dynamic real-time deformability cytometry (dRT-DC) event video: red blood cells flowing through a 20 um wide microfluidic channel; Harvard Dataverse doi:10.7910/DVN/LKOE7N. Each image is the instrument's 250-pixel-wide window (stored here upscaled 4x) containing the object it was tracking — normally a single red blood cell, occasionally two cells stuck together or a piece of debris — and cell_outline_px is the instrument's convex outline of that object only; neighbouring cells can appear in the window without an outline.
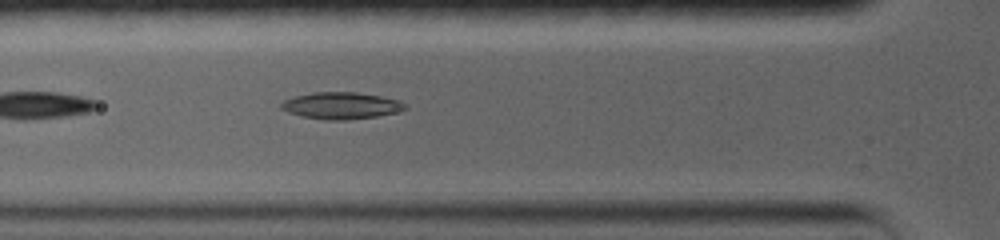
{"species": "common noctule bat (a hibernating species)", "species_latin": "Nyctalus noctula", "temperature_condition": "warm", "stored_images_in_passage": 65, "camera_frame_rate_fps": 5000, "um_per_image_px": 0.085, "animal": {"sex": "female", "body_mass_g": 19.0, "forearm_length_mm": 56.7}, "frame": {"image": 1, "passage_image": 6, "time_ms": 1.0, "image_size_px": [1000, 240], "cell_outline_px": [[408, 108], [376, 116], [348, 120], [324, 120], [304, 116], [288, 112], [280, 108], [280, 104], [284, 100], [292, 96], [312, 92], [356, 92], [380, 96], [400, 100]], "centroid_in_image_um": [28.95, 8.97], "position_along_channel_um": 96.9, "area_um2": 19.25}}
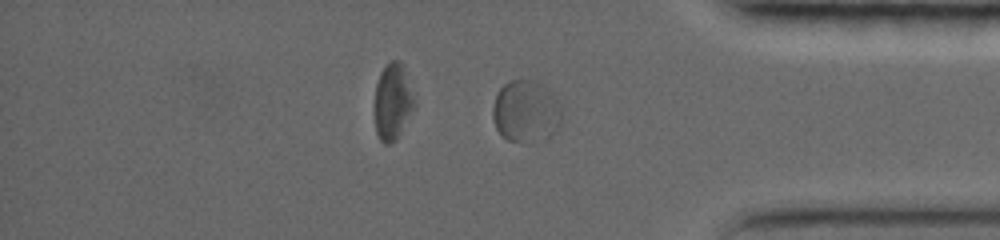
{"frame": {"image": 2, "passage_image": 41, "time_ms": 9.4, "image_size_px": [1000, 240], "cell_outline_px": [[560, 124], [556, 132], [548, 140], [508, 140], [500, 136], [496, 128], [492, 116], [492, 104], [496, 92], [508, 80], [536, 80], [544, 84], [556, 96], [560, 104]], "centroid_in_image_um": [44.7, 9.44], "position_along_channel_um": 390.5, "area_um2": 25.43}}
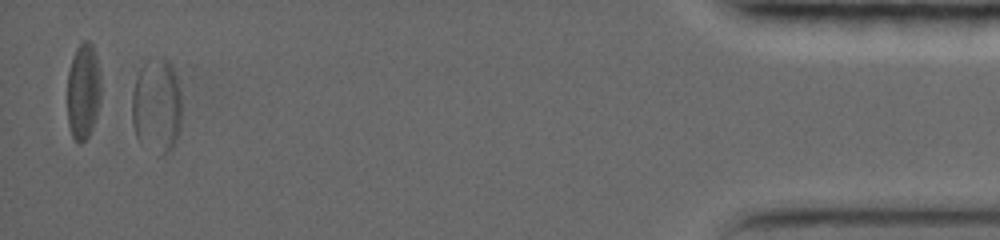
{"frame": {"image": 3, "passage_image": 56, "time_ms": 12.6, "image_size_px": [1000, 240], "cell_outline_px": [[180, 128], [176, 140], [172, 148], [164, 156], [160, 156], [140, 144], [136, 136], [132, 124], [132, 92], [136, 76], [144, 60], [148, 56], [168, 60], [172, 64], [176, 76], [180, 92]], "centroid_in_image_um": [13.29, 8.99], "position_along_channel_um": 421.9, "area_um2": 28.15}}